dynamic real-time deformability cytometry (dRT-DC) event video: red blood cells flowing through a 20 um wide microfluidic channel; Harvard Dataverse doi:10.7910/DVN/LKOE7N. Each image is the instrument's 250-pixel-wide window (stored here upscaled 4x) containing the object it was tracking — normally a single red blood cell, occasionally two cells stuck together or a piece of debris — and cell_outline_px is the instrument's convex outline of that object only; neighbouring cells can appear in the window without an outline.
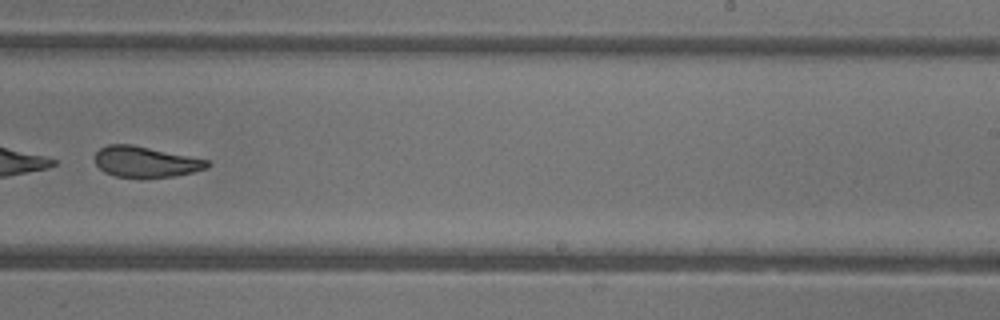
{"species": "common noctule bat (a hibernating species)", "species_latin": "Nyctalus noctula", "temperature_condition": "warm", "stored_images_in_passage": 33, "camera_frame_rate_fps": 3000, "um_per_image_px": 0.085, "animal": {"sex": "female"}, "frame": {"image": 1, "passage_image": 19, "time_ms": 6.0, "image_size_px": [1000, 320], "cell_outline_px": [[212, 164], [208, 168], [176, 176], [116, 176], [104, 172], [96, 164], [96, 152], [100, 148], [108, 144], [132, 144], [208, 160]], "centroid_in_image_um": [12.39, 13.73], "position_along_channel_um": 276.6, "area_um2": 19.77}, "authors_computed_cell_mechanics": {"area_um2": 21.5594, "velocity_mm_per_s": 4.3649, "shape_relaxation_time_tau1_ms": 1.1, "shape_relaxation_time_tau2_ms": 2.474, "deformation_change_tau1": 0.2692, "deformation_change_tau2": 0.1107}}